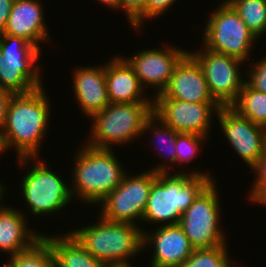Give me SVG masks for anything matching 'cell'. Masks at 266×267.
I'll use <instances>...</instances> for the list:
<instances>
[{
  "instance_id": "1",
  "label": "cell",
  "mask_w": 266,
  "mask_h": 267,
  "mask_svg": "<svg viewBox=\"0 0 266 267\" xmlns=\"http://www.w3.org/2000/svg\"><path fill=\"white\" fill-rule=\"evenodd\" d=\"M44 89L13 94L8 103L2 137L6 150H16L17 159L40 156L51 118L49 97Z\"/></svg>"
},
{
  "instance_id": "2",
  "label": "cell",
  "mask_w": 266,
  "mask_h": 267,
  "mask_svg": "<svg viewBox=\"0 0 266 267\" xmlns=\"http://www.w3.org/2000/svg\"><path fill=\"white\" fill-rule=\"evenodd\" d=\"M184 172V173H183ZM215 179L207 172H157L142 221L163 225L179 224L181 215Z\"/></svg>"
},
{
  "instance_id": "3",
  "label": "cell",
  "mask_w": 266,
  "mask_h": 267,
  "mask_svg": "<svg viewBox=\"0 0 266 267\" xmlns=\"http://www.w3.org/2000/svg\"><path fill=\"white\" fill-rule=\"evenodd\" d=\"M84 145L73 159V185L70 183V191L73 200L76 198L82 200L81 203L98 205L121 183L127 171L113 149Z\"/></svg>"
},
{
  "instance_id": "4",
  "label": "cell",
  "mask_w": 266,
  "mask_h": 267,
  "mask_svg": "<svg viewBox=\"0 0 266 267\" xmlns=\"http://www.w3.org/2000/svg\"><path fill=\"white\" fill-rule=\"evenodd\" d=\"M130 223L115 222L99 215L98 221L80 229L70 230L85 249L97 260L112 266H132L130 258L143 249V228Z\"/></svg>"
},
{
  "instance_id": "5",
  "label": "cell",
  "mask_w": 266,
  "mask_h": 267,
  "mask_svg": "<svg viewBox=\"0 0 266 267\" xmlns=\"http://www.w3.org/2000/svg\"><path fill=\"white\" fill-rule=\"evenodd\" d=\"M152 114L153 103H110L90 117L93 124L85 143L113 149L114 145L135 141L143 135L145 122Z\"/></svg>"
},
{
  "instance_id": "6",
  "label": "cell",
  "mask_w": 266,
  "mask_h": 267,
  "mask_svg": "<svg viewBox=\"0 0 266 267\" xmlns=\"http://www.w3.org/2000/svg\"><path fill=\"white\" fill-rule=\"evenodd\" d=\"M18 164L22 166H32L31 162H35L33 167L27 171L28 173L22 177V183L19 185L22 190V197L25 199V205L34 216H45L57 213L58 210L66 208L71 202H75L72 198L70 186L63 180L61 175L51 170L46 160L35 158H19ZM30 164V165H29ZM61 176V177H60ZM66 183V184H65Z\"/></svg>"
},
{
  "instance_id": "7",
  "label": "cell",
  "mask_w": 266,
  "mask_h": 267,
  "mask_svg": "<svg viewBox=\"0 0 266 267\" xmlns=\"http://www.w3.org/2000/svg\"><path fill=\"white\" fill-rule=\"evenodd\" d=\"M40 51L22 37L0 35V88L26 94L44 87Z\"/></svg>"
},
{
  "instance_id": "8",
  "label": "cell",
  "mask_w": 266,
  "mask_h": 267,
  "mask_svg": "<svg viewBox=\"0 0 266 267\" xmlns=\"http://www.w3.org/2000/svg\"><path fill=\"white\" fill-rule=\"evenodd\" d=\"M208 18L202 38L204 48L244 62L252 56L250 51L258 38L227 0H223Z\"/></svg>"
},
{
  "instance_id": "9",
  "label": "cell",
  "mask_w": 266,
  "mask_h": 267,
  "mask_svg": "<svg viewBox=\"0 0 266 267\" xmlns=\"http://www.w3.org/2000/svg\"><path fill=\"white\" fill-rule=\"evenodd\" d=\"M213 181L181 215L179 225L194 249L211 248L226 243L220 228V197Z\"/></svg>"
},
{
  "instance_id": "10",
  "label": "cell",
  "mask_w": 266,
  "mask_h": 267,
  "mask_svg": "<svg viewBox=\"0 0 266 267\" xmlns=\"http://www.w3.org/2000/svg\"><path fill=\"white\" fill-rule=\"evenodd\" d=\"M156 176L157 172L151 170L132 176L126 172L121 183L97 205L101 207L100 216L110 221L138 225Z\"/></svg>"
},
{
  "instance_id": "11",
  "label": "cell",
  "mask_w": 266,
  "mask_h": 267,
  "mask_svg": "<svg viewBox=\"0 0 266 267\" xmlns=\"http://www.w3.org/2000/svg\"><path fill=\"white\" fill-rule=\"evenodd\" d=\"M192 51L189 53L202 67L210 95L220 106H231L245 83L239 69L244 61L204 47Z\"/></svg>"
},
{
  "instance_id": "12",
  "label": "cell",
  "mask_w": 266,
  "mask_h": 267,
  "mask_svg": "<svg viewBox=\"0 0 266 267\" xmlns=\"http://www.w3.org/2000/svg\"><path fill=\"white\" fill-rule=\"evenodd\" d=\"M218 103H193L169 98H153V114L178 133L208 137Z\"/></svg>"
},
{
  "instance_id": "13",
  "label": "cell",
  "mask_w": 266,
  "mask_h": 267,
  "mask_svg": "<svg viewBox=\"0 0 266 267\" xmlns=\"http://www.w3.org/2000/svg\"><path fill=\"white\" fill-rule=\"evenodd\" d=\"M217 119L236 154L252 169L266 149L263 126L240 115L231 106H221Z\"/></svg>"
},
{
  "instance_id": "14",
  "label": "cell",
  "mask_w": 266,
  "mask_h": 267,
  "mask_svg": "<svg viewBox=\"0 0 266 267\" xmlns=\"http://www.w3.org/2000/svg\"><path fill=\"white\" fill-rule=\"evenodd\" d=\"M164 47L141 50L131 57H123L133 68L144 89L148 85L156 89L155 96L167 87L176 64L188 52L173 45L164 44Z\"/></svg>"
},
{
  "instance_id": "15",
  "label": "cell",
  "mask_w": 266,
  "mask_h": 267,
  "mask_svg": "<svg viewBox=\"0 0 266 267\" xmlns=\"http://www.w3.org/2000/svg\"><path fill=\"white\" fill-rule=\"evenodd\" d=\"M153 98L217 103L210 95L202 67L189 51L176 64L167 87Z\"/></svg>"
},
{
  "instance_id": "16",
  "label": "cell",
  "mask_w": 266,
  "mask_h": 267,
  "mask_svg": "<svg viewBox=\"0 0 266 267\" xmlns=\"http://www.w3.org/2000/svg\"><path fill=\"white\" fill-rule=\"evenodd\" d=\"M152 232L143 231V249H153L150 267H179L193 253L194 248L179 224L160 225Z\"/></svg>"
},
{
  "instance_id": "17",
  "label": "cell",
  "mask_w": 266,
  "mask_h": 267,
  "mask_svg": "<svg viewBox=\"0 0 266 267\" xmlns=\"http://www.w3.org/2000/svg\"><path fill=\"white\" fill-rule=\"evenodd\" d=\"M43 8L39 0H14L5 30L0 35L22 37L41 49L40 43L50 41Z\"/></svg>"
},
{
  "instance_id": "18",
  "label": "cell",
  "mask_w": 266,
  "mask_h": 267,
  "mask_svg": "<svg viewBox=\"0 0 266 267\" xmlns=\"http://www.w3.org/2000/svg\"><path fill=\"white\" fill-rule=\"evenodd\" d=\"M105 78L110 103H153L152 96L146 95L133 68L123 56L117 55L105 62Z\"/></svg>"
},
{
  "instance_id": "19",
  "label": "cell",
  "mask_w": 266,
  "mask_h": 267,
  "mask_svg": "<svg viewBox=\"0 0 266 267\" xmlns=\"http://www.w3.org/2000/svg\"><path fill=\"white\" fill-rule=\"evenodd\" d=\"M73 91L81 108L88 118L103 110L110 101L107 94L105 64L96 66H78L73 72Z\"/></svg>"
},
{
  "instance_id": "20",
  "label": "cell",
  "mask_w": 266,
  "mask_h": 267,
  "mask_svg": "<svg viewBox=\"0 0 266 267\" xmlns=\"http://www.w3.org/2000/svg\"><path fill=\"white\" fill-rule=\"evenodd\" d=\"M7 206L0 211V250L9 257L30 249L42 238V233L29 229L24 212Z\"/></svg>"
},
{
  "instance_id": "21",
  "label": "cell",
  "mask_w": 266,
  "mask_h": 267,
  "mask_svg": "<svg viewBox=\"0 0 266 267\" xmlns=\"http://www.w3.org/2000/svg\"><path fill=\"white\" fill-rule=\"evenodd\" d=\"M42 237L52 248L55 267H110L94 258L70 231L54 236L42 233Z\"/></svg>"
},
{
  "instance_id": "22",
  "label": "cell",
  "mask_w": 266,
  "mask_h": 267,
  "mask_svg": "<svg viewBox=\"0 0 266 267\" xmlns=\"http://www.w3.org/2000/svg\"><path fill=\"white\" fill-rule=\"evenodd\" d=\"M158 123H161V124H158ZM148 131H150L151 133H153L152 135L154 137H156L155 138L156 140L158 139L157 141H159V143H162V145L164 144L163 146L161 145V147L159 146L160 148L156 144H155L156 146H154V147L155 148L158 147L160 149V150L157 149V151L159 153L158 156H160V158L161 157L162 158H165L166 159L165 161H167L169 163L168 164V163H166L164 161L162 164L155 165L150 170L151 171H154V172H158V173L159 172L170 173V171L173 172L172 169H174V168H171V170H170L169 167H172L173 164L175 165V160H176L175 147H176L177 135L179 133L177 131L173 130L171 127H168L162 121H160L158 119V117L155 116L154 114H152L146 120L142 133L144 134V133H147ZM163 149H165L164 150L165 153L162 151Z\"/></svg>"
},
{
  "instance_id": "23",
  "label": "cell",
  "mask_w": 266,
  "mask_h": 267,
  "mask_svg": "<svg viewBox=\"0 0 266 267\" xmlns=\"http://www.w3.org/2000/svg\"><path fill=\"white\" fill-rule=\"evenodd\" d=\"M231 107L255 124L263 126L266 123V94L250 88L246 83Z\"/></svg>"
},
{
  "instance_id": "24",
  "label": "cell",
  "mask_w": 266,
  "mask_h": 267,
  "mask_svg": "<svg viewBox=\"0 0 266 267\" xmlns=\"http://www.w3.org/2000/svg\"><path fill=\"white\" fill-rule=\"evenodd\" d=\"M257 37L266 33V0H227Z\"/></svg>"
},
{
  "instance_id": "25",
  "label": "cell",
  "mask_w": 266,
  "mask_h": 267,
  "mask_svg": "<svg viewBox=\"0 0 266 267\" xmlns=\"http://www.w3.org/2000/svg\"><path fill=\"white\" fill-rule=\"evenodd\" d=\"M8 258L13 267H55L52 248L43 237L30 249Z\"/></svg>"
},
{
  "instance_id": "26",
  "label": "cell",
  "mask_w": 266,
  "mask_h": 267,
  "mask_svg": "<svg viewBox=\"0 0 266 267\" xmlns=\"http://www.w3.org/2000/svg\"><path fill=\"white\" fill-rule=\"evenodd\" d=\"M226 245L194 249L190 257L179 267H232Z\"/></svg>"
},
{
  "instance_id": "27",
  "label": "cell",
  "mask_w": 266,
  "mask_h": 267,
  "mask_svg": "<svg viewBox=\"0 0 266 267\" xmlns=\"http://www.w3.org/2000/svg\"><path fill=\"white\" fill-rule=\"evenodd\" d=\"M208 137L194 133H179L176 140V160L175 164L183 165L182 163L192 162V159L197 154L198 147L202 146Z\"/></svg>"
},
{
  "instance_id": "28",
  "label": "cell",
  "mask_w": 266,
  "mask_h": 267,
  "mask_svg": "<svg viewBox=\"0 0 266 267\" xmlns=\"http://www.w3.org/2000/svg\"><path fill=\"white\" fill-rule=\"evenodd\" d=\"M252 170L255 172L256 178H254L255 182L253 181L247 197L255 204L266 206V149Z\"/></svg>"
},
{
  "instance_id": "29",
  "label": "cell",
  "mask_w": 266,
  "mask_h": 267,
  "mask_svg": "<svg viewBox=\"0 0 266 267\" xmlns=\"http://www.w3.org/2000/svg\"><path fill=\"white\" fill-rule=\"evenodd\" d=\"M146 0H120V10L126 13L127 20L134 31L142 28Z\"/></svg>"
},
{
  "instance_id": "30",
  "label": "cell",
  "mask_w": 266,
  "mask_h": 267,
  "mask_svg": "<svg viewBox=\"0 0 266 267\" xmlns=\"http://www.w3.org/2000/svg\"><path fill=\"white\" fill-rule=\"evenodd\" d=\"M250 70H245L247 81L245 83L252 89L266 94V56L255 61Z\"/></svg>"
},
{
  "instance_id": "31",
  "label": "cell",
  "mask_w": 266,
  "mask_h": 267,
  "mask_svg": "<svg viewBox=\"0 0 266 267\" xmlns=\"http://www.w3.org/2000/svg\"><path fill=\"white\" fill-rule=\"evenodd\" d=\"M177 0H146L144 7V21L146 19L152 20L153 18H158L164 12L166 13L168 9Z\"/></svg>"
},
{
  "instance_id": "32",
  "label": "cell",
  "mask_w": 266,
  "mask_h": 267,
  "mask_svg": "<svg viewBox=\"0 0 266 267\" xmlns=\"http://www.w3.org/2000/svg\"><path fill=\"white\" fill-rule=\"evenodd\" d=\"M12 96H13L12 92L0 88V130L1 131L5 124L7 107Z\"/></svg>"
},
{
  "instance_id": "33",
  "label": "cell",
  "mask_w": 266,
  "mask_h": 267,
  "mask_svg": "<svg viewBox=\"0 0 266 267\" xmlns=\"http://www.w3.org/2000/svg\"><path fill=\"white\" fill-rule=\"evenodd\" d=\"M13 2L14 0H0V34L5 30Z\"/></svg>"
},
{
  "instance_id": "34",
  "label": "cell",
  "mask_w": 266,
  "mask_h": 267,
  "mask_svg": "<svg viewBox=\"0 0 266 267\" xmlns=\"http://www.w3.org/2000/svg\"><path fill=\"white\" fill-rule=\"evenodd\" d=\"M101 4H104L105 6L109 7L110 9H116L119 10L120 8V0H97Z\"/></svg>"
},
{
  "instance_id": "35",
  "label": "cell",
  "mask_w": 266,
  "mask_h": 267,
  "mask_svg": "<svg viewBox=\"0 0 266 267\" xmlns=\"http://www.w3.org/2000/svg\"><path fill=\"white\" fill-rule=\"evenodd\" d=\"M1 183L2 182H0V211L4 210L7 207L6 205H2V203H1L3 201L2 200L3 199V196L6 195L5 194V192H6L5 191L6 186L4 184L2 185Z\"/></svg>"
},
{
  "instance_id": "36",
  "label": "cell",
  "mask_w": 266,
  "mask_h": 267,
  "mask_svg": "<svg viewBox=\"0 0 266 267\" xmlns=\"http://www.w3.org/2000/svg\"><path fill=\"white\" fill-rule=\"evenodd\" d=\"M3 152H6V148L3 142L2 131L0 130V155H2Z\"/></svg>"
},
{
  "instance_id": "37",
  "label": "cell",
  "mask_w": 266,
  "mask_h": 267,
  "mask_svg": "<svg viewBox=\"0 0 266 267\" xmlns=\"http://www.w3.org/2000/svg\"><path fill=\"white\" fill-rule=\"evenodd\" d=\"M0 267H13V266L7 261L3 266Z\"/></svg>"
},
{
  "instance_id": "38",
  "label": "cell",
  "mask_w": 266,
  "mask_h": 267,
  "mask_svg": "<svg viewBox=\"0 0 266 267\" xmlns=\"http://www.w3.org/2000/svg\"><path fill=\"white\" fill-rule=\"evenodd\" d=\"M263 131H264V136H265V139H266V123L263 125Z\"/></svg>"
},
{
  "instance_id": "39",
  "label": "cell",
  "mask_w": 266,
  "mask_h": 267,
  "mask_svg": "<svg viewBox=\"0 0 266 267\" xmlns=\"http://www.w3.org/2000/svg\"><path fill=\"white\" fill-rule=\"evenodd\" d=\"M112 267H134V266H112Z\"/></svg>"
}]
</instances>
